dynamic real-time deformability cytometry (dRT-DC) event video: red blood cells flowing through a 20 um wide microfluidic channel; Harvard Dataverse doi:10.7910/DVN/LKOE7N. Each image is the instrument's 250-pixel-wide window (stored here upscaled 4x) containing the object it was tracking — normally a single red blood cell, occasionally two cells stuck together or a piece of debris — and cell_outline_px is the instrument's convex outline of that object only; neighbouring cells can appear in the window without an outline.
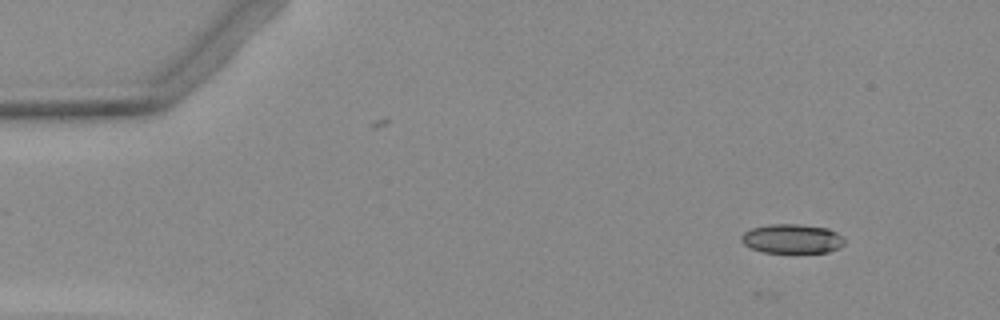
{"species": "Egyptian fruit bat (a non-hibernating species)", "species_latin": "Rousettus aegyptiacus", "temperature_condition": "warm", "stored_images_in_passage": 15, "camera_frame_rate_fps": 3000, "um_per_image_px": 0.085, "animal": {"sex": "female"}, "frame": {"image": 1, "passage_image": 1, "time_ms": 0.0, "image_size_px": [1000, 320], "cell_outline_px": [[844, 244], [840, 248], [828, 252], [764, 252], [748, 248], [740, 240], [740, 236], [744, 232], [752, 228], [768, 224], [800, 224], [828, 228], [836, 232], [844, 240]], "centroid_in_image_um": [67.29, 20.29], "position_along_channel_um": 17.7, "area_um2": 17.69}}
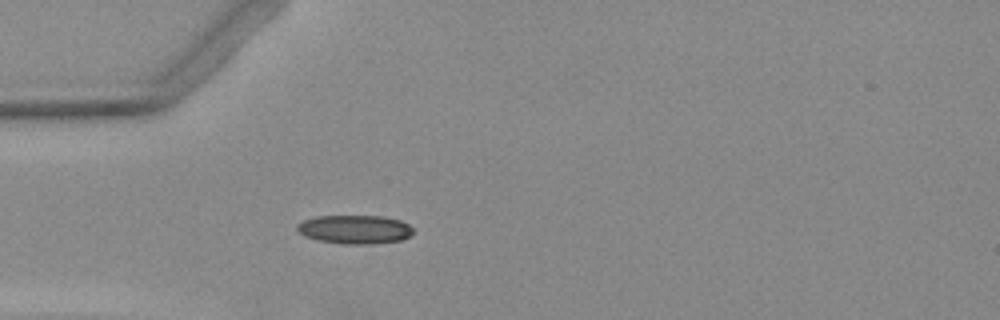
{"frame": {"image": 2, "passage_image": 11, "time_ms": 3.333, "image_size_px": [1000, 320], "cell_outline_px": [[412, 232], [408, 236], [400, 240], [372, 244], [344, 244], [316, 240], [304, 236], [296, 228], [296, 224], [304, 220], [316, 216], [380, 216], [400, 220], [408, 224], [412, 228]], "centroid_in_image_um": [30.12, 19.5], "position_along_channel_um": 54.9, "area_um2": 19.36}}
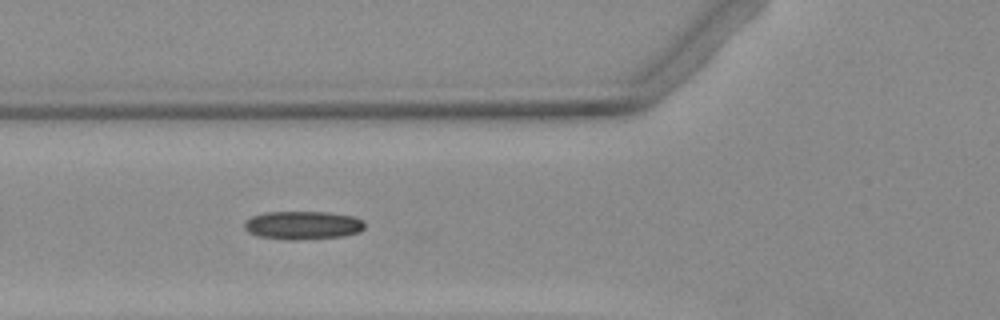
{"frame": {"image": 3, "passage_image": 15, "time_ms": 1671.333, "image_size_px": [1000, 320], "cell_outline_px": [[364, 228], [356, 232], [340, 236], [292, 240], [260, 236], [248, 232], [244, 228], [244, 220], [252, 216], [264, 212], [328, 212], [352, 216], [364, 220]], "centroid_in_image_um": [25.7, 19.13], "position_along_channel_um": 100.1, "area_um2": 19.65}}